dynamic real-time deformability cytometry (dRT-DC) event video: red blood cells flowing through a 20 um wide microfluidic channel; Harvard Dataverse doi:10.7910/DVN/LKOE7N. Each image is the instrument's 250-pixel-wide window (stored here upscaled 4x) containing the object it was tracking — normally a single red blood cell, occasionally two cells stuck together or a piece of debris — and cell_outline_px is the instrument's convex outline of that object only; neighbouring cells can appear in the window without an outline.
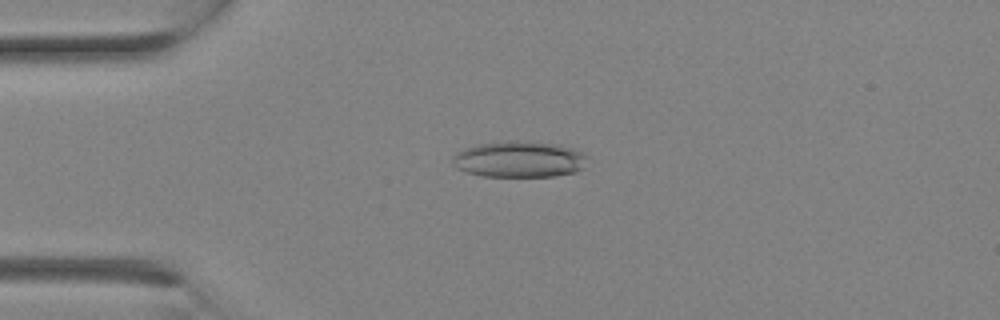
{"species": "Egyptian fruit bat (a non-hibernating species)", "species_latin": "Rousettus aegyptiacus", "temperature_condition": "room temperature", "stored_images_in_passage": 9, "camera_frame_rate_fps": 3000, "um_per_image_px": 0.085, "animal": {"sex": "female"}, "frame": {"image": 1, "passage_image": 6, "time_ms": 1.667, "image_size_px": [1000, 320], "cell_outline_px": [[588, 156], [584, 168], [576, 172], [556, 176], [484, 176], [468, 172], [456, 168], [452, 164], [452, 156], [456, 152], [476, 144], [508, 140], [524, 140], [560, 144], [572, 148]], "centroid_in_image_um": [44.15, 13.52], "position_along_channel_um": 40.9, "area_um2": 28.84}}
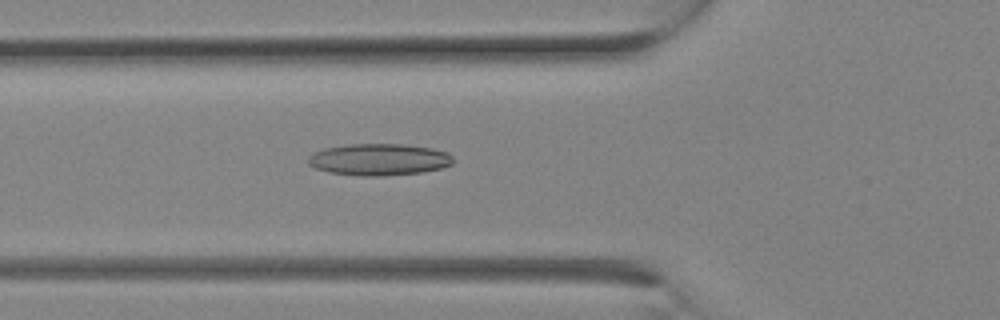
{"frame": {"image": 2, "passage_image": 9, "time_ms": 2.667, "image_size_px": [1000, 320], "cell_outline_px": [[452, 164], [440, 168], [420, 172], [380, 176], [360, 176], [328, 172], [316, 168], [308, 164], [308, 156], [324, 148], [348, 144], [404, 144], [432, 148], [448, 152], [452, 156]], "centroid_in_image_um": [32.2, 13.55], "position_along_channel_um": 93.6, "area_um2": 26.76}}